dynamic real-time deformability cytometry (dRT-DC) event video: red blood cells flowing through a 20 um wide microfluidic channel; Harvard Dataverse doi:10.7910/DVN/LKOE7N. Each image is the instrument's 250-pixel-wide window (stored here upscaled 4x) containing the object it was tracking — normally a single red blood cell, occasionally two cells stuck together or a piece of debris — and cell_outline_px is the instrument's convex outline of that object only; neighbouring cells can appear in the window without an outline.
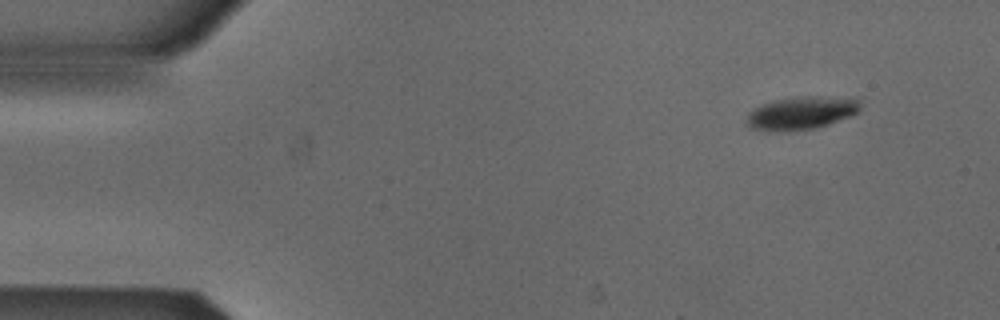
{"species": "Egyptian fruit bat (a non-hibernating species)", "species_latin": "Rousettus aegyptiacus", "temperature_condition": "cold", "stored_images_in_passage": 4, "camera_frame_rate_fps": 3000, "um_per_image_px": 0.085, "animal": {"sex": "male"}, "frame": {"image": 1, "passage_image": 1, "time_ms": 0.0, "image_size_px": [1000, 320], "cell_outline_px": [[860, 108], [856, 112], [848, 116], [828, 124], [816, 128], [788, 132], [752, 128], [748, 124], [748, 112], [752, 108], [776, 100], [800, 96], [812, 96], [856, 100], [860, 104]], "centroid_in_image_um": [68.05, 9.62], "position_along_channel_um": 16.9, "area_um2": 21.15}}
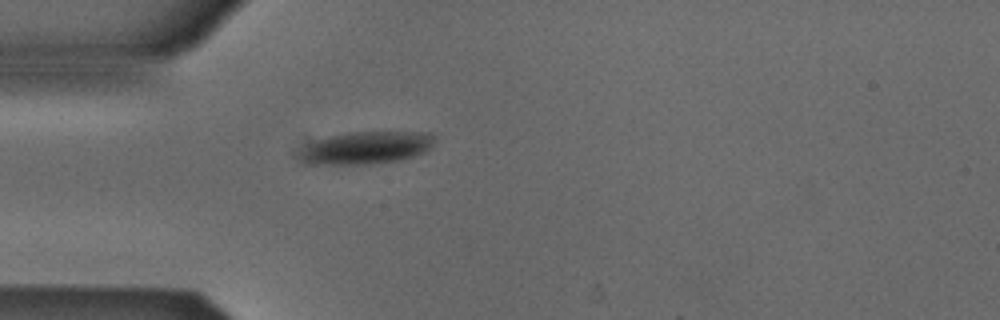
{"frame": {"image": 2, "passage_image": 4, "time_ms": 1.0, "image_size_px": [1000, 320], "cell_outline_px": [[436, 136], [432, 144], [424, 152], [400, 160], [368, 164], [308, 164], [300, 156], [316, 140], [332, 136], [352, 132], [428, 132]], "centroid_in_image_um": [31.23, 12.55], "position_along_channel_um": 53.8, "area_um2": 24.8}}